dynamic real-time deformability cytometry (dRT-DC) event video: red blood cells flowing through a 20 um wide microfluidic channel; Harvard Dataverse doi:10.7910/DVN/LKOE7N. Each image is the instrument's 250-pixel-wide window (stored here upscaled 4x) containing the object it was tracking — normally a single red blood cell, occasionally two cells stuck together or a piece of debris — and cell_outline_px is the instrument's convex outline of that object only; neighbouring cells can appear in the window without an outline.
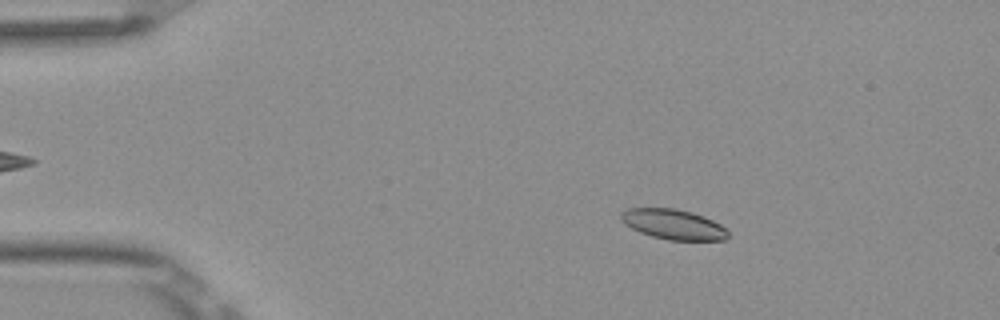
{"species": "Egyptian fruit bat (a non-hibernating species)", "species_latin": "Rousettus aegyptiacus", "temperature_condition": "room temperature", "stored_images_in_passage": 53, "camera_frame_rate_fps": 3000, "um_per_image_px": 0.085, "frame": {"image": 1, "passage_image": 9, "time_ms": 2.667, "image_size_px": [1000, 320], "cell_outline_px": [[728, 236], [724, 240], [668, 240], [652, 236], [640, 232], [624, 224], [620, 220], [620, 212], [628, 208], [676, 208], [692, 212], [704, 216], [720, 224], [728, 232]], "centroid_in_image_um": [57.2, 19.06], "position_along_channel_um": 27.8, "area_um2": 18.84}}
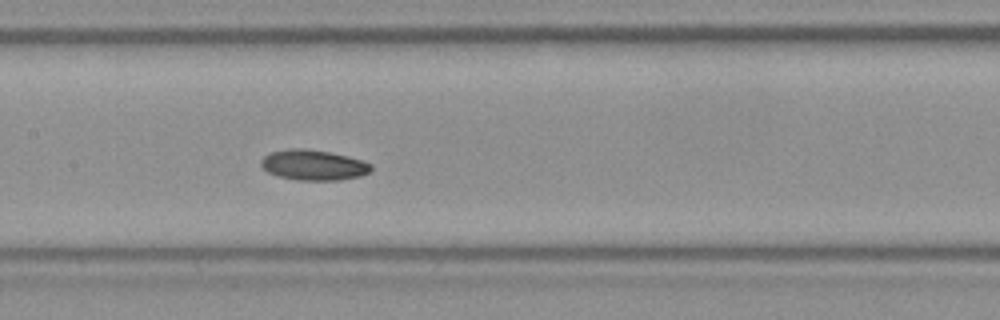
{"frame": {"image": 2, "passage_image": 26, "time_ms": 8.333, "image_size_px": [1000, 320], "cell_outline_px": [[372, 168], [368, 172], [360, 176], [340, 180], [296, 180], [280, 176], [268, 172], [260, 164], [260, 160], [264, 156], [272, 152], [288, 148], [304, 148], [328, 152], [348, 156], [364, 160], [372, 164]], "centroid_in_image_um": [26.66, 14.02], "position_along_channel_um": 180.7, "area_um2": 19.48}}
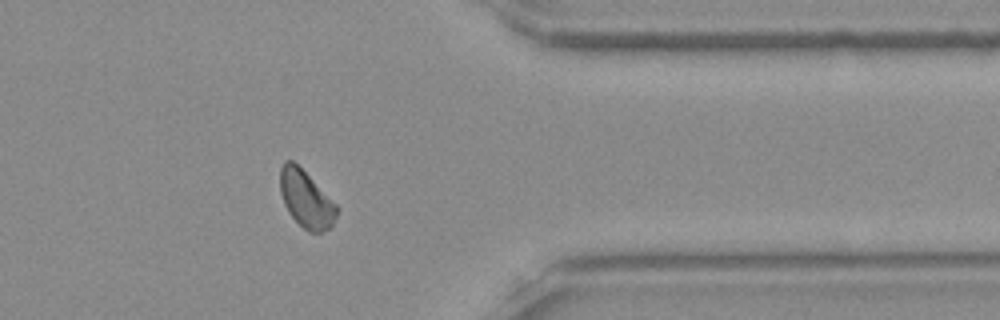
{"frame": {"image": 3, "passage_image": 43, "time_ms": 14.0, "image_size_px": [1000, 320], "cell_outline_px": [[336, 216], [332, 224], [328, 228], [320, 232], [308, 232], [288, 212], [284, 204], [280, 192], [280, 168], [284, 160], [292, 160], [336, 204]], "centroid_in_image_um": [25.97, 16.92], "position_along_channel_um": 385.4, "area_um2": 18.26}, "authors_computed_cell_mechanics": {"area_um2": 19.074, "velocity_mm_per_s": 3.8498, "shape_relaxation_time_tau1_ms": 5.9989, "shape_relaxation_time_tau2_ms": null, "deformation_change_tau1": 0.0884, "deformation_change_tau2": null}}